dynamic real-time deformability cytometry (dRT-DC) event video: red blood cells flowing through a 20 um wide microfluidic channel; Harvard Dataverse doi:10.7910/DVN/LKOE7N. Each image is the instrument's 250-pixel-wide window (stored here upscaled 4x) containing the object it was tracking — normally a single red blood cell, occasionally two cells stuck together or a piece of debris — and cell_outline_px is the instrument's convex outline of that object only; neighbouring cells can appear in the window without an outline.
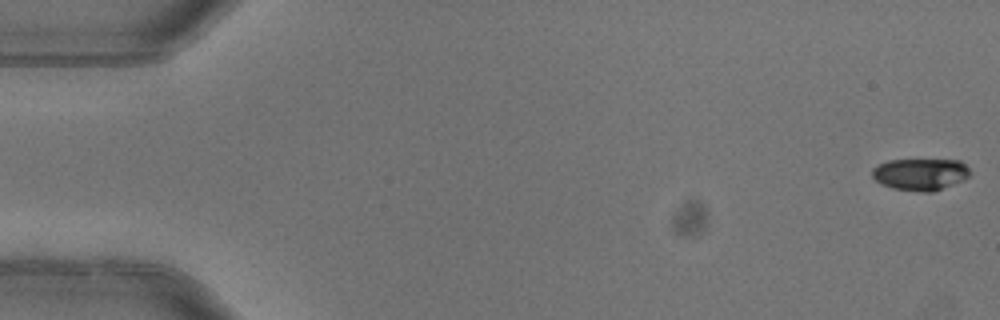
{"species": "common noctule bat (a hibernating species)", "species_latin": "Nyctalus noctula", "temperature_condition": "warm", "stored_images_in_passage": 2, "camera_frame_rate_fps": 3000, "um_per_image_px": 0.085, "animal": {"sex": "female"}, "frame": {"image": 1, "passage_image": 1, "time_ms": 0.0, "image_size_px": [1000, 320], "cell_outline_px": [[972, 172], [964, 180], [932, 192], [920, 192], [892, 188], [880, 184], [872, 176], [872, 168], [876, 164], [888, 160], [960, 160]], "centroid_in_image_um": [78.21, 14.81], "position_along_channel_um": 6.8, "area_um2": 18.32}}